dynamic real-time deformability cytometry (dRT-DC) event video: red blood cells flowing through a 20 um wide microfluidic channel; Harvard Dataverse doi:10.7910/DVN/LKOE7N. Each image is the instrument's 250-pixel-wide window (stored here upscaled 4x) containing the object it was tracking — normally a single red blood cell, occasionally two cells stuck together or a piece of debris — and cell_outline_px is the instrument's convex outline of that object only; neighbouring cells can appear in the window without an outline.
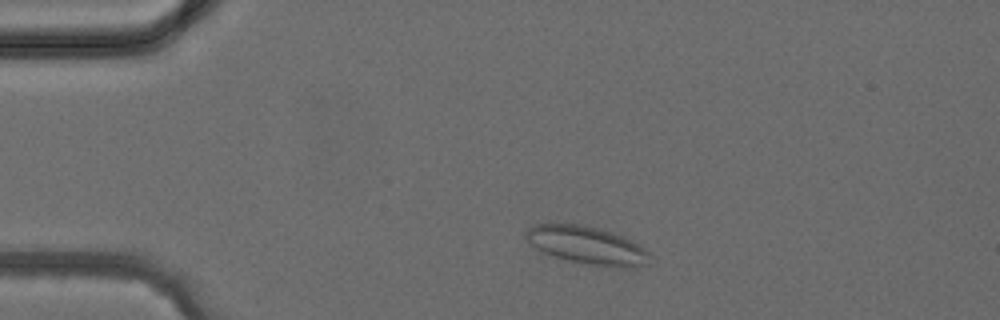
{"species": "common noctule bat (a hibernating species)", "species_latin": "Nyctalus noctula", "temperature_condition": "cold", "stored_images_in_passage": 3, "camera_frame_rate_fps": 3000, "um_per_image_px": 0.085, "animal": {"sex": "female", "body_mass_g": 24.6, "forearm_length_mm": 56.2}, "frame": {"image": 1, "passage_image": 2, "time_ms": 1.0, "image_size_px": [1000, 320], "cell_outline_px": [[652, 256], [644, 264], [628, 268], [616, 268], [584, 264], [556, 256], [544, 252], [536, 248], [524, 236], [524, 232], [528, 228], [536, 224], [580, 224], [612, 232], [640, 244]], "centroid_in_image_um": [49.91, 20.85], "position_along_channel_um": 35.1, "area_um2": 27.11}}